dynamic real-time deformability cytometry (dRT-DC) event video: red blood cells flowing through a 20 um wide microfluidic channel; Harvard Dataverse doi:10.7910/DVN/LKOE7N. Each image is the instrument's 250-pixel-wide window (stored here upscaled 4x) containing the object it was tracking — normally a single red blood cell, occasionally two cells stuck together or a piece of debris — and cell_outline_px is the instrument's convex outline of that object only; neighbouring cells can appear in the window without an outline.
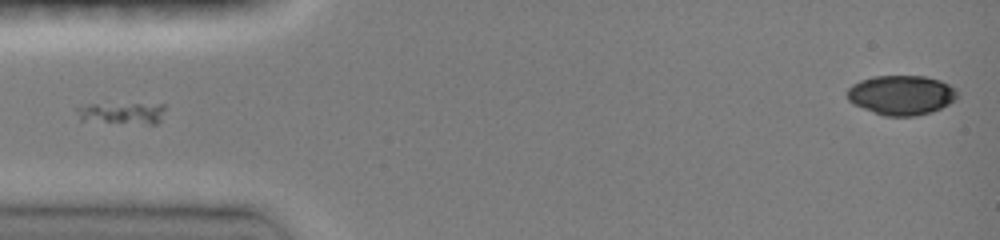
{"species": "common noctule bat (a hibernating species)", "species_latin": "Nyctalus noctula", "temperature_condition": "room temperature", "stored_images_in_passage": 37, "camera_frame_rate_fps": 3000, "um_per_image_px": 0.085, "animal": {"sex": "female", "body_mass_g": 19.0, "forearm_length_mm": 51.5}, "frame": {"image": 1, "passage_image": 1, "time_ms": 0.0, "image_size_px": [1000, 240], "cell_outline_px": [[164, 108], [160, 120], [156, 124], [148, 124], [80, 120], [76, 108], [88, 104], [164, 104]], "centroid_in_image_um": [10.37, 9.61], "position_along_channel_um": 74.6, "area_um2": 10.92}}
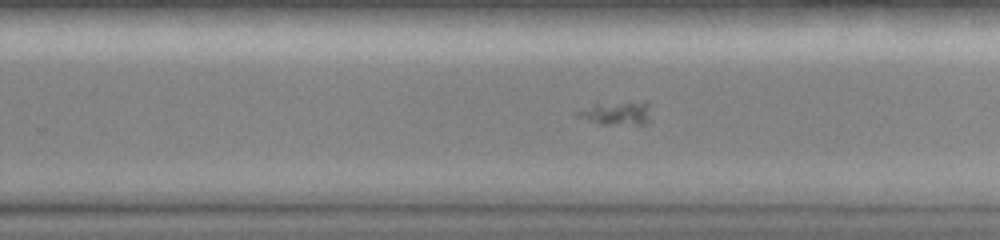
{"frame": {"image": 2, "passage_image": 17, "time_ms": 5.0, "image_size_px": [1000, 240], "cell_outline_px": [[652, 120], [648, 124], [604, 124], [588, 120], [576, 116], [576, 112], [596, 104], [644, 100], [648, 100]], "centroid_in_image_um": [52.56, 9.6], "position_along_channel_um": 277.2, "area_um2": 10.23}}
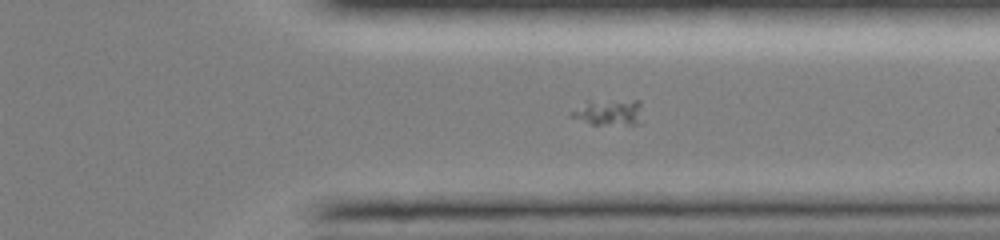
{"frame": {"image": 3, "passage_image": 24, "time_ms": 7.0, "image_size_px": [1000, 240], "cell_outline_px": [[640, 124], [592, 124], [568, 116], [568, 112], [588, 100], [640, 100]], "centroid_in_image_um": [51.69, 9.52], "position_along_channel_um": 359.7, "area_um2": 10.92}}